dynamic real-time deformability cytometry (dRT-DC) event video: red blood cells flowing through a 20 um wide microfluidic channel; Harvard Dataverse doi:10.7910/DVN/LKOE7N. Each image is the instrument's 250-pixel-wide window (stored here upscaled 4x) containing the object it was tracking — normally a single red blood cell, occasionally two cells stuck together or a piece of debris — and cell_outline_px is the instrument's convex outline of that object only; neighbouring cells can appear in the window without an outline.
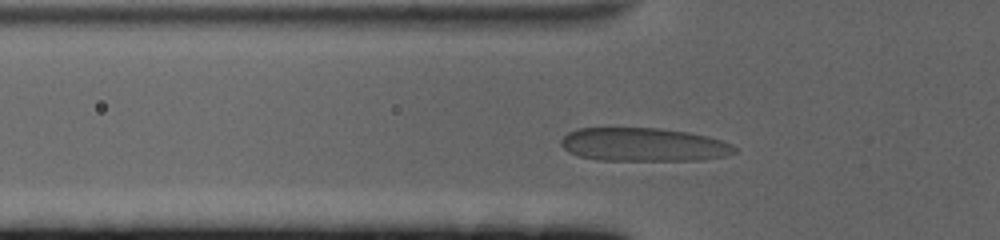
{"species": "human", "species_latin": "Homo sapiens", "temperature_condition": "cold", "stored_images_in_passage": 52, "camera_frame_rate_fps": 3000, "um_per_image_px": 0.085, "donor": {"sex": "female"}, "frame": {"image": 1, "passage_image": 11, "time_ms": 3.333, "image_size_px": [1000, 240], "cell_outline_px": [[736, 152], [728, 156], [700, 160], [596, 160], [580, 156], [568, 152], [560, 144], [560, 140], [568, 132], [580, 128], [660, 128], [688, 132], [708, 136], [732, 144], [736, 148]], "centroid_in_image_um": [54.71, 12.29], "position_along_channel_um": 71.1, "area_um2": 33.99}}
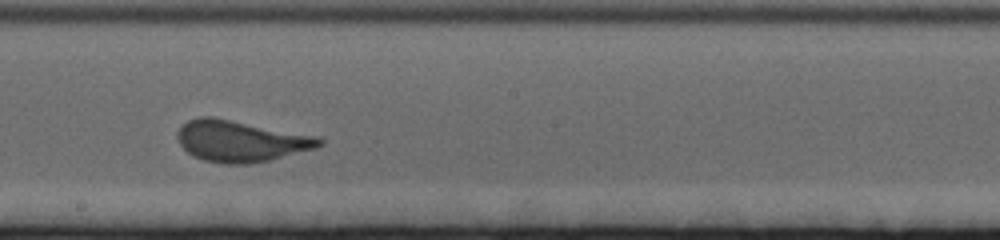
{"frame": {"image": 2, "passage_image": 25, "time_ms": 8.0, "image_size_px": [1000, 240], "cell_outline_px": [[324, 144], [316, 148], [268, 160], [248, 164], [220, 164], [204, 160], [192, 156], [180, 144], [176, 136], [176, 132], [188, 120], [200, 116], [212, 116], [320, 136], [324, 140]], "centroid_in_image_um": [20.47, 11.98], "position_along_channel_um": 227.7, "area_um2": 34.39}}
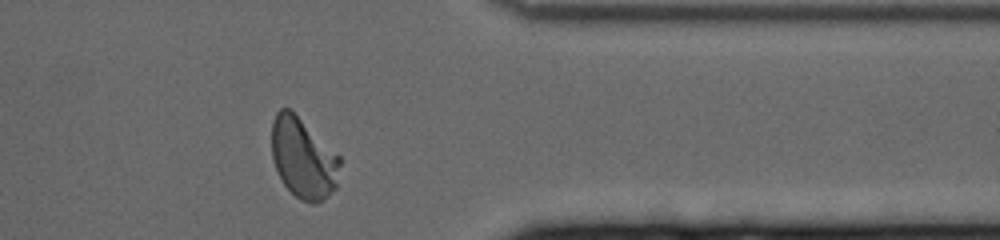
{"frame": {"image": 3, "passage_image": 40, "time_ms": 13.0, "image_size_px": [1000, 240], "cell_outline_px": [[340, 164], [336, 188], [324, 200], [312, 204], [300, 200], [284, 184], [272, 160], [272, 120], [276, 112], [280, 108], [292, 108], [340, 156]], "centroid_in_image_um": [25.78, 13.41], "position_along_channel_um": 385.6, "area_um2": 32.37}, "authors_computed_cell_mechanics": {"area_um2": 32.8015, "velocity_mm_per_s": 3.3643, "shape_relaxation_time_tau1_ms": 5.4094, "shape_relaxation_time_tau2_ms": null, "deformation_change_tau1": 0.1739, "deformation_change_tau2": null}}